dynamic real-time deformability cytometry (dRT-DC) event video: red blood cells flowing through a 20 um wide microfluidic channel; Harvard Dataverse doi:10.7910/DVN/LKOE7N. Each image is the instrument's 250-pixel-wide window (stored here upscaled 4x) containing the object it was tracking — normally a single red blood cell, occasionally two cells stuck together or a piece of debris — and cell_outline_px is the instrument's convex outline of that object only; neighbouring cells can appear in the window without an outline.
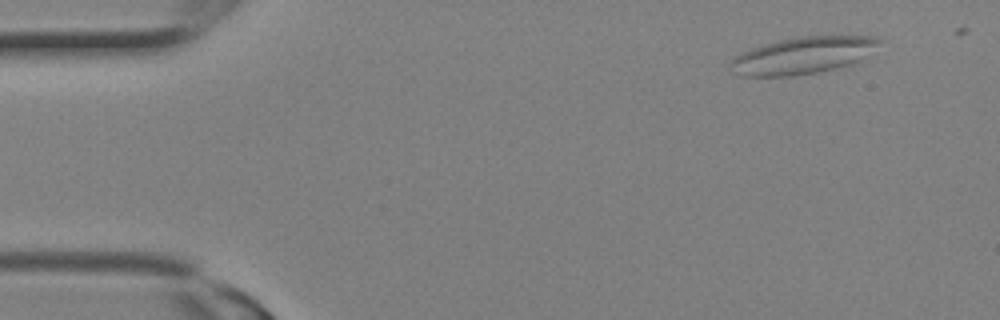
{"species": "Egyptian fruit bat (a non-hibernating species)", "species_latin": "Rousettus aegyptiacus", "temperature_condition": "room temperature", "stored_images_in_passage": 3, "camera_frame_rate_fps": 3000, "um_per_image_px": 0.085, "animal": {"sex": "female"}, "frame": {"image": 1, "passage_image": 3, "time_ms": 0.667, "image_size_px": [1000, 320], "cell_outline_px": [[884, 40], [856, 64], [816, 72], [792, 76], [740, 76], [732, 72], [728, 68], [728, 64], [740, 52], [764, 44], [780, 40], [800, 36], [872, 36]], "centroid_in_image_um": [68.22, 4.72], "position_along_channel_um": 16.8, "area_um2": 32.14}}